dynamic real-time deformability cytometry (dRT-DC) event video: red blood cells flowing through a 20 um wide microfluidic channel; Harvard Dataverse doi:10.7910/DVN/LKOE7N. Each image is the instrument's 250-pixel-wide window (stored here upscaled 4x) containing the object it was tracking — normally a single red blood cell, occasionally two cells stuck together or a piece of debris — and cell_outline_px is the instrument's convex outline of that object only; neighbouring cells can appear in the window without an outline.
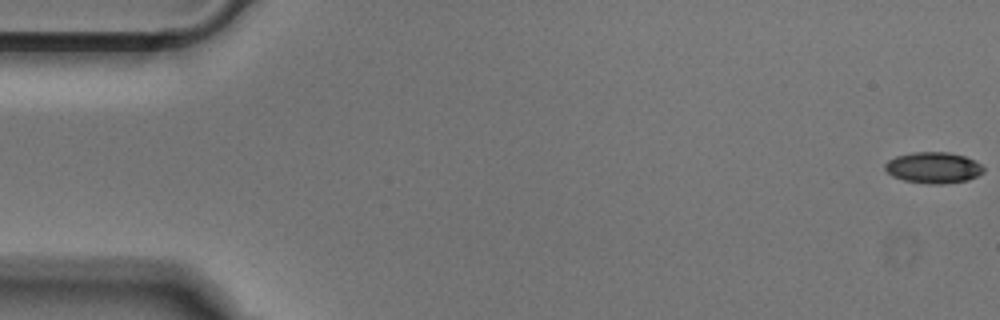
{"species": "Egyptian fruit bat (a non-hibernating species)", "species_latin": "Rousettus aegyptiacus", "temperature_condition": "cold", "stored_images_in_passage": 52, "camera_frame_rate_fps": 3000, "um_per_image_px": 0.085, "animal": {"sex": "male"}, "frame": {"image": 1, "passage_image": 1, "time_ms": 0.0, "image_size_px": [1000, 320], "cell_outline_px": [[984, 172], [968, 180], [944, 184], [932, 184], [904, 180], [892, 176], [884, 168], [884, 164], [888, 160], [896, 156], [912, 152], [948, 152], [964, 156], [976, 160], [984, 168]], "centroid_in_image_um": [79.34, 14.24], "position_along_channel_um": 5.7, "area_um2": 17.92}}
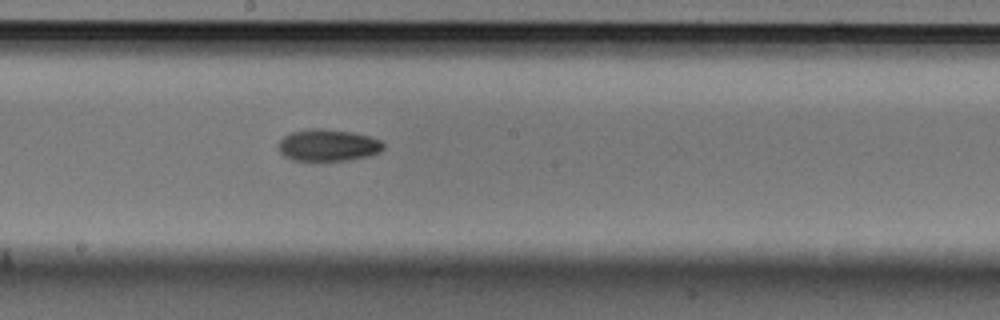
{"frame": {"image": 2, "passage_image": 28, "time_ms": 9.0, "image_size_px": [1000, 320], "cell_outline_px": [[384, 148], [380, 152], [368, 156], [344, 160], [292, 160], [284, 156], [280, 152], [280, 140], [284, 136], [292, 132], [312, 128], [320, 128], [352, 132], [368, 136], [380, 140], [384, 144]], "centroid_in_image_um": [27.89, 12.34], "position_along_channel_um": 220.3, "area_um2": 19.25}}
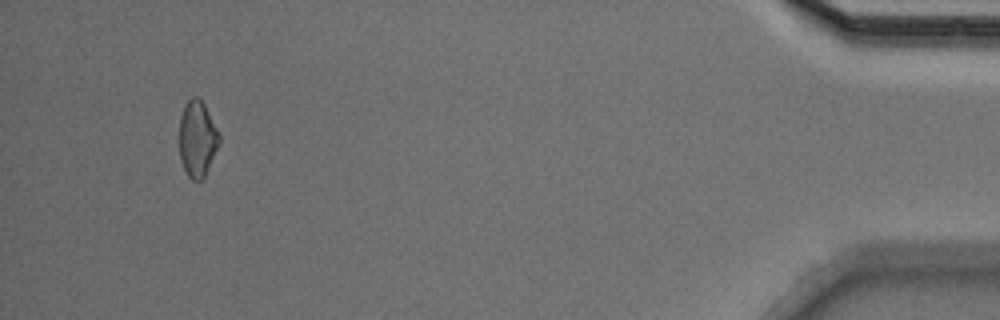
{"frame": {"image": 3, "passage_image": 49, "time_ms": 16.0, "image_size_px": [1000, 320], "cell_outline_px": [[220, 144], [204, 176], [200, 180], [192, 180], [188, 176], [180, 160], [180, 116], [188, 100], [192, 96], [196, 96], [204, 104], [220, 136]], "centroid_in_image_um": [16.77, 11.81], "position_along_channel_um": 418.4, "area_um2": 17.4}}